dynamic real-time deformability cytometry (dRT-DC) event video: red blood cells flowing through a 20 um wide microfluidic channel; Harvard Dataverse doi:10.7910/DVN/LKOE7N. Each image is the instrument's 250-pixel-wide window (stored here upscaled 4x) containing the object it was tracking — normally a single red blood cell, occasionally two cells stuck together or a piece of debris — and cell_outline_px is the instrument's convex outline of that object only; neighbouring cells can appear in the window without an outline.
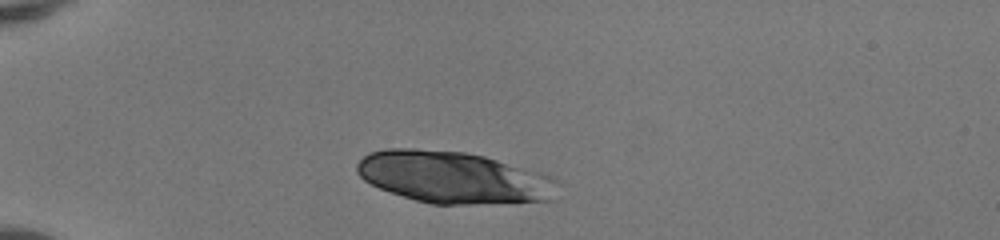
{"species": "human", "species_latin": "Homo sapiens", "temperature_condition": "room temperature", "stored_images_in_passage": 37, "camera_frame_rate_fps": 3000, "um_per_image_px": 0.085, "donor": {"sex": "female"}, "frame": {"image": 1, "passage_image": 1, "time_ms": 0.0, "image_size_px": [1000, 240], "cell_outline_px": [[564, 184], [556, 200], [472, 204], [432, 204], [416, 200], [380, 188], [364, 180], [356, 172], [356, 164], [368, 152], [384, 148], [416, 148], [464, 152], [484, 156], [540, 172], [552, 176], [560, 180]], "centroid_in_image_um": [38.64, 15.07], "position_along_channel_um": 46.4, "area_um2": 61.38}}
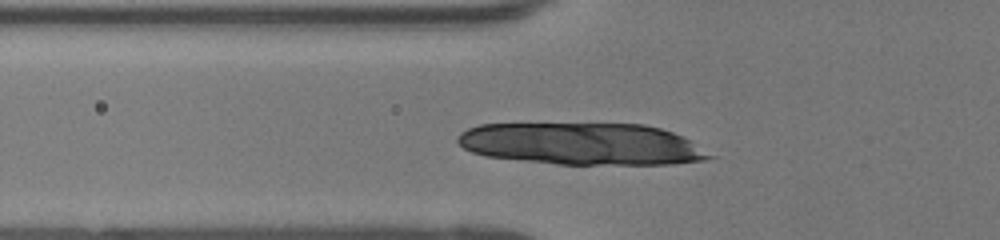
{"frame": {"image": 2, "passage_image": 6, "time_ms": 1.667, "image_size_px": [1000, 240], "cell_outline_px": [[716, 156], [704, 160], [672, 164], [560, 164], [484, 156], [472, 152], [464, 148], [456, 140], [456, 136], [460, 132], [468, 128], [480, 124], [644, 124], [660, 128], [672, 132], [688, 140]], "centroid_in_image_um": [49.43, 12.23], "position_along_channel_um": 76.4, "area_um2": 61.33}}
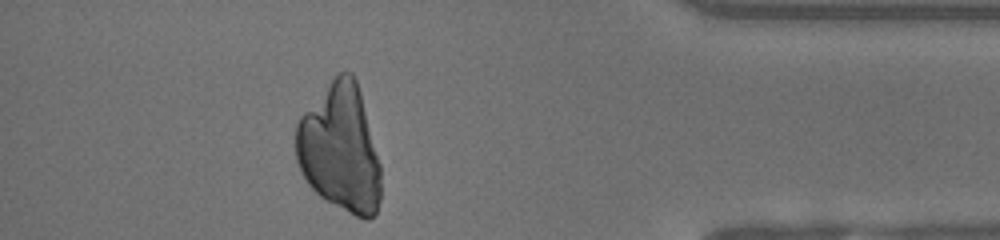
{"frame": {"image": 3, "passage_image": 32, "time_ms": 10.333, "image_size_px": [1000, 240], "cell_outline_px": [[380, 200], [376, 212], [368, 220], [356, 216], [324, 200], [308, 184], [300, 172], [296, 160], [296, 124], [300, 116], [332, 80], [340, 72], [352, 72], [356, 80], [360, 92], [380, 164]], "centroid_in_image_um": [28.89, 12.65], "position_along_channel_um": 406.3, "area_um2": 62.77}}